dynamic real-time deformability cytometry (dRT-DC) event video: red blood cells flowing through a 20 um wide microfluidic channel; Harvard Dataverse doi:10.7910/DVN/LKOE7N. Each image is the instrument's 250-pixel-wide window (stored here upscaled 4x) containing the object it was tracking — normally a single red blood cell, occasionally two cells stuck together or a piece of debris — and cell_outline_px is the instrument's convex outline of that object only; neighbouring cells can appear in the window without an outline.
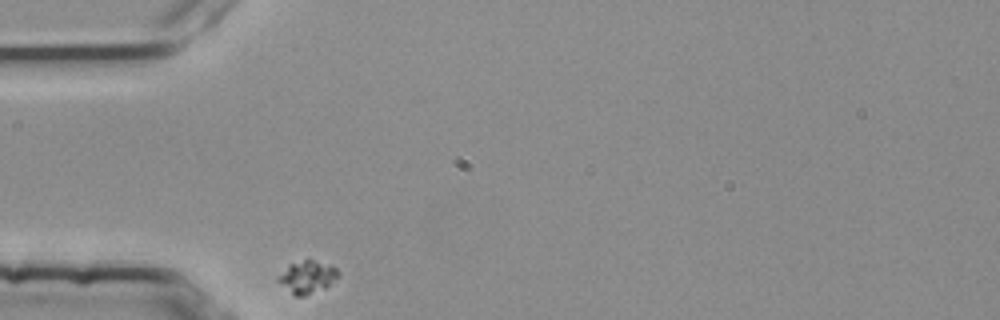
{"species": "common noctule bat (a hibernating species)", "species_latin": "Nyctalus noctula", "temperature_condition": "room temperature", "stored_images_in_passage": 31, "camera_frame_rate_fps": 3000, "um_per_image_px": 0.085, "animal": {"sex": "female", "body_mass_g": 25.1}, "frame": {"image": 1, "passage_image": 1, "time_ms": 0.0, "image_size_px": [1000, 320], "cell_outline_px": [[340, 272], [324, 288], [304, 296], [296, 296], [276, 280], [288, 264], [304, 260], [312, 260], [332, 264]], "centroid_in_image_um": [26.11, 23.52], "position_along_channel_um": 58.9, "area_um2": 11.04}}
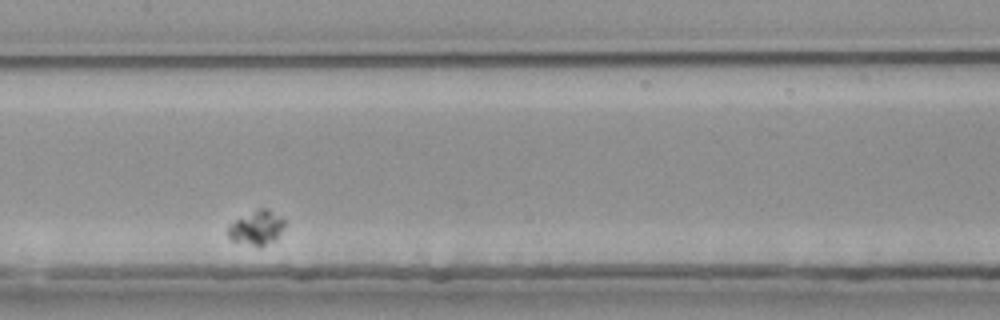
{"frame": {"image": 2, "passage_image": 14, "time_ms": 4.333, "image_size_px": [1000, 320], "cell_outline_px": [[284, 228], [272, 240], [260, 248], [232, 240], [228, 236], [228, 224], [260, 208], [264, 208], [284, 220]], "centroid_in_image_um": [21.77, 19.39], "position_along_channel_um": 185.6, "area_um2": 10.81}}